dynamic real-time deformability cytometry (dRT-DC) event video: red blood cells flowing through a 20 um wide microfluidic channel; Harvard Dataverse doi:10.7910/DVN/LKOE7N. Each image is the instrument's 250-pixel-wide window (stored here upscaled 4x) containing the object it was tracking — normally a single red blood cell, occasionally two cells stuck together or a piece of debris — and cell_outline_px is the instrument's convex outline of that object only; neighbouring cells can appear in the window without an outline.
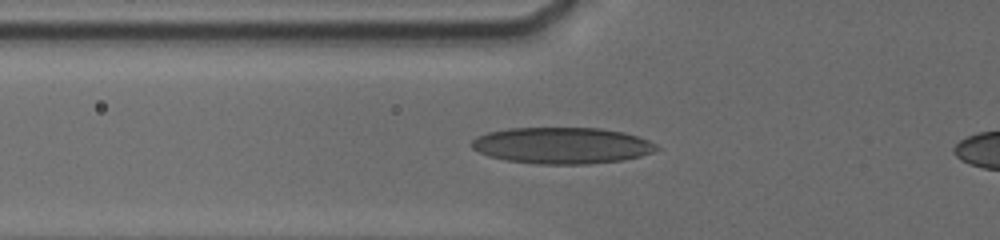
{"species": "human", "species_latin": "Homo sapiens", "temperature_condition": "cold", "stored_images_in_passage": 28, "camera_frame_rate_fps": 3000, "um_per_image_px": 0.085, "donor": {"sex": "male"}, "frame": {"image": 1, "passage_image": 9, "time_ms": 3.667, "image_size_px": [1000, 240], "cell_outline_px": [[660, 148], [652, 152], [640, 156], [624, 160], [588, 164], [536, 164], [508, 160], [488, 156], [472, 148], [472, 140], [476, 136], [488, 132], [508, 128], [600, 128], [624, 132], [648, 140], [656, 144]], "centroid_in_image_um": [47.77, 12.37], "position_along_channel_um": 78.0, "area_um2": 39.19}}
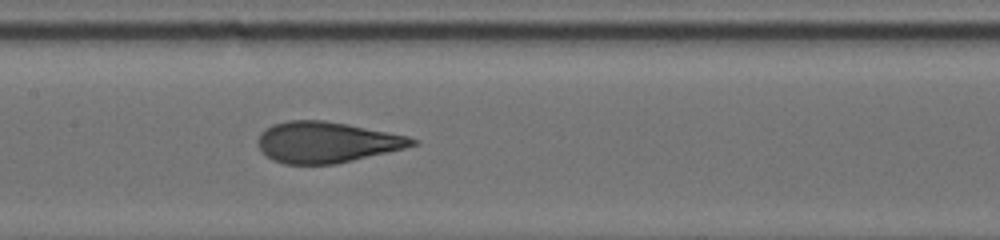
{"frame": {"image": 2, "passage_image": 15, "time_ms": 6.333, "image_size_px": [1000, 240], "cell_outline_px": [[420, 140], [416, 144], [404, 148], [388, 152], [336, 164], [284, 164], [272, 160], [260, 148], [256, 140], [260, 132], [272, 124], [288, 120], [324, 120], [348, 124], [408, 136]], "centroid_in_image_um": [27.74, 12.08], "position_along_channel_um": 179.7, "area_um2": 36.82}}
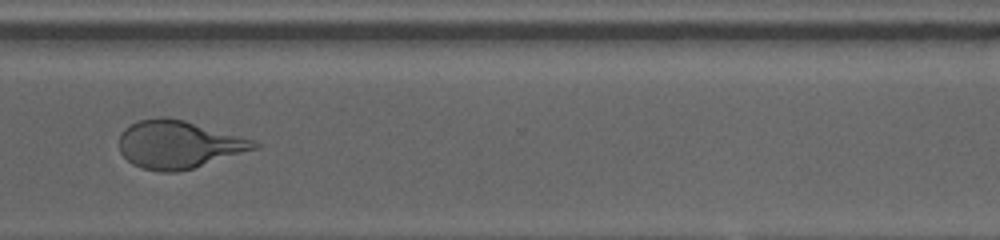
{"frame": {"image": 3, "passage_image": 23, "time_ms": 11.0, "image_size_px": [1000, 240], "cell_outline_px": [[260, 148], [192, 168], [176, 172], [160, 172], [140, 168], [132, 164], [120, 152], [120, 132], [124, 128], [140, 120], [160, 116], [168, 116], [184, 120], [252, 140], [260, 144]], "centroid_in_image_um": [15.15, 12.28], "position_along_channel_um": 355.5, "area_um2": 37.45}}